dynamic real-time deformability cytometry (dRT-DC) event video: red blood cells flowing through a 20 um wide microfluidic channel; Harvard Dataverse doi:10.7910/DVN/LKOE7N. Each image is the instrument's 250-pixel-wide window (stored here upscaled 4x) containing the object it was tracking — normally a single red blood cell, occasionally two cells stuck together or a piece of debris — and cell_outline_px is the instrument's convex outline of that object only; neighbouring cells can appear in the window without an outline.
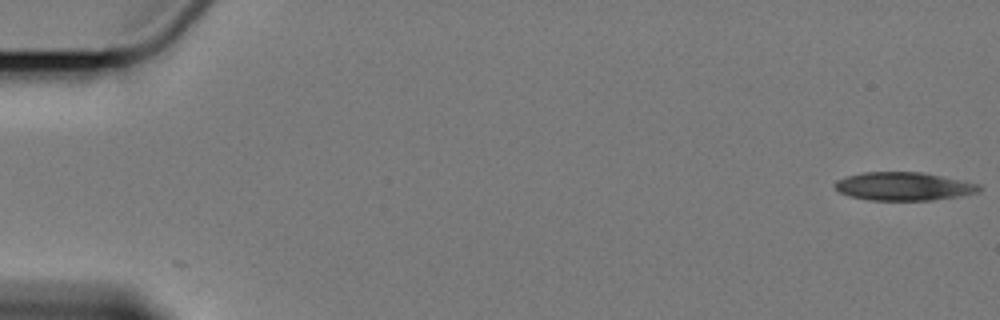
{"species": "Egyptian fruit bat (a non-hibernating species)", "species_latin": "Rousettus aegyptiacus", "temperature_condition": "cold", "stored_images_in_passage": 3, "camera_frame_rate_fps": 3000, "um_per_image_px": 0.085, "animal": {"sex": "female"}, "frame": {"image": 1, "passage_image": 1, "time_ms": 0.0, "image_size_px": [1000, 320], "cell_outline_px": [[980, 188], [976, 192], [956, 196], [932, 200], [868, 200], [852, 196], [840, 192], [832, 184], [836, 180], [848, 176], [864, 172], [924, 172], [980, 184]], "centroid_in_image_um": [76.78, 15.83], "position_along_channel_um": 8.2, "area_um2": 23.52}}